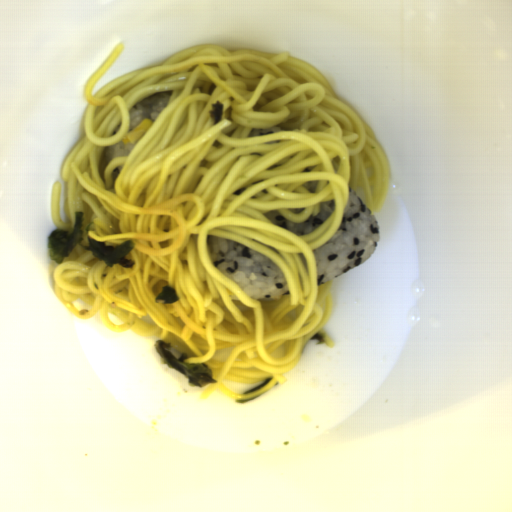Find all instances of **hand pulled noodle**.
<instances>
[{
	"label": "hand pulled noodle",
	"instance_id": "14784b9a",
	"mask_svg": "<svg viewBox=\"0 0 512 512\" xmlns=\"http://www.w3.org/2000/svg\"><path fill=\"white\" fill-rule=\"evenodd\" d=\"M117 45L86 83L85 136L52 187L58 229L72 232L83 212L91 236L117 247L132 240V267L107 263L79 245L57 264V299L80 320L98 313L105 327L155 337L205 364L219 391L249 400L287 382L309 340L334 348L324 331L333 279L318 285L314 249L339 229L350 187L373 214L387 197L391 167L374 131L342 101L324 75L288 53L199 44L163 64L93 89L123 52ZM172 96L127 157L103 163V152L129 132V110L160 92ZM216 100L223 119L207 114ZM335 201L328 220L305 235L263 215L293 222ZM257 250L283 272L290 294L259 301L213 264L207 235ZM175 304L155 302L162 286Z\"/></svg>",
	"mask_w": 512,
	"mask_h": 512
}]
</instances>
